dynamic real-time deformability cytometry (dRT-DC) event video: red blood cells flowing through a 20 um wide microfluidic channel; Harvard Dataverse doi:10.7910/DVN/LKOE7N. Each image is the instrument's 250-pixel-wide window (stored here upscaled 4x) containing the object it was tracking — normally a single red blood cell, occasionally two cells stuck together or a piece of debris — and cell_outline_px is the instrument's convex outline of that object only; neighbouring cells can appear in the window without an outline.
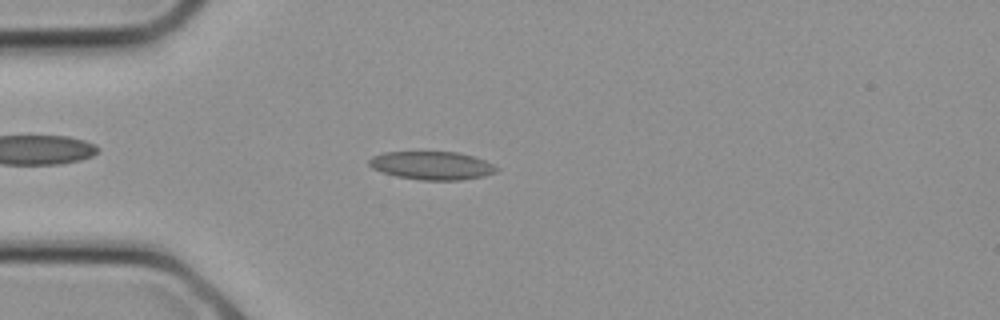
{"species": "common noctule bat (a hibernating species)", "species_latin": "Nyctalus noctula", "temperature_condition": "cold", "stored_images_in_passage": 10, "camera_frame_rate_fps": 3000, "um_per_image_px": 0.085, "animal": {"sex": "female", "body_mass_g": 21.9}, "frame": {"image": 1, "passage_image": 6, "time_ms": 1.667, "image_size_px": [1000, 320], "cell_outline_px": [[500, 168], [496, 172], [484, 176], [460, 180], [420, 180], [396, 176], [372, 168], [368, 164], [368, 160], [372, 156], [384, 152], [460, 152], [484, 160]], "centroid_in_image_um": [36.71, 14.07], "position_along_channel_um": 48.3, "area_um2": 20.98}}
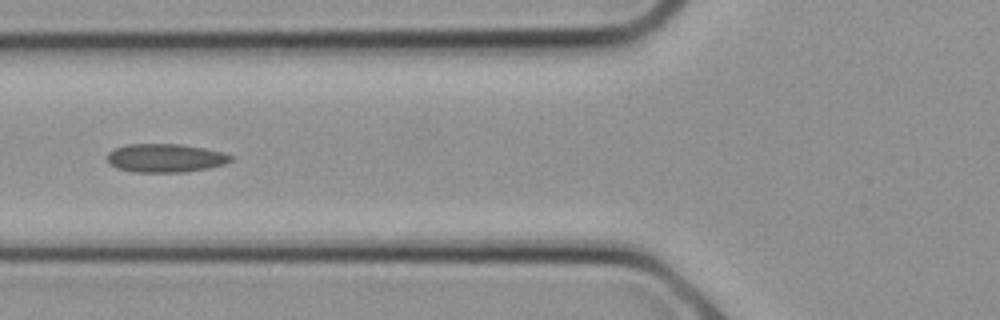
{"frame": {"image": 2, "passage_image": 9, "time_ms": 2.667, "image_size_px": [1000, 320], "cell_outline_px": [[236, 156], [232, 160], [224, 164], [208, 168], [184, 172], [132, 172], [116, 168], [108, 164], [108, 152], [112, 148], [128, 144], [180, 144], [204, 148], [224, 152]], "centroid_in_image_um": [14.05, 13.43], "position_along_channel_um": 111.7, "area_um2": 20.81}}